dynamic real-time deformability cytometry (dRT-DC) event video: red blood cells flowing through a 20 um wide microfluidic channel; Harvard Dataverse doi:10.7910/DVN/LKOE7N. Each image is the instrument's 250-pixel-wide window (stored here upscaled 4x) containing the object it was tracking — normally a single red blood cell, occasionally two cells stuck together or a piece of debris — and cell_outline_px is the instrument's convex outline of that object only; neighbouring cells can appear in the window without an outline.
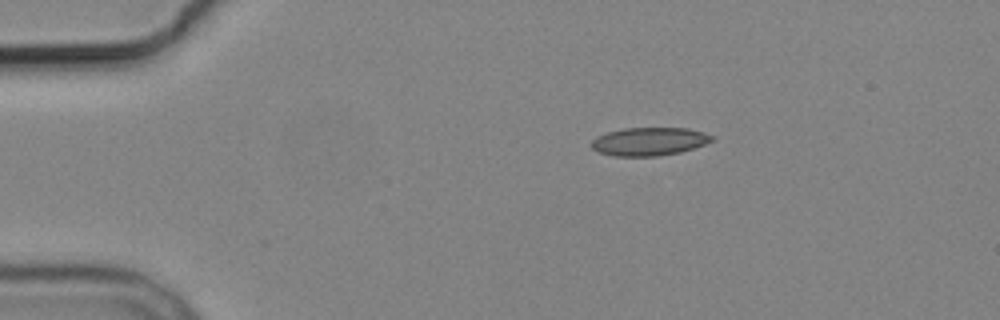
{"species": "common noctule bat (a hibernating species)", "species_latin": "Nyctalus noctula", "temperature_condition": "cold", "stored_images_in_passage": 4, "camera_frame_rate_fps": 3000, "um_per_image_px": 0.085, "animal": {"sex": "male", "body_mass_g": 19.2, "forearm_length_mm": 51.8}, "frame": {"image": 1, "passage_image": 1, "time_ms": 0.0, "image_size_px": [1000, 320], "cell_outline_px": [[716, 140], [680, 152], [656, 156], [616, 156], [600, 152], [592, 148], [592, 140], [596, 136], [608, 132], [624, 128], [688, 128], [704, 132], [716, 136]], "centroid_in_image_um": [55.23, 12.01], "position_along_channel_um": 29.8, "area_um2": 19.77}}
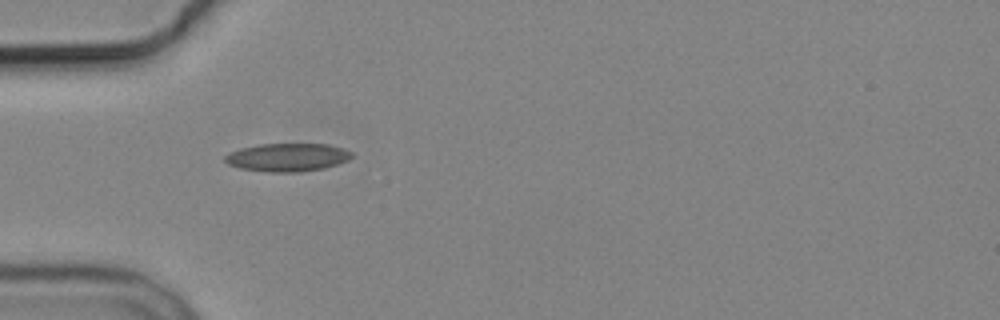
{"frame": {"image": 2, "passage_image": 3, "time_ms": 2.333, "image_size_px": [1000, 320], "cell_outline_px": [[352, 156], [348, 160], [324, 168], [296, 172], [268, 172], [240, 168], [228, 164], [224, 160], [224, 156], [228, 152], [240, 148], [260, 144], [328, 144], [344, 148], [352, 152]], "centroid_in_image_um": [24.41, 13.36], "position_along_channel_um": 60.6, "area_um2": 20.81}}
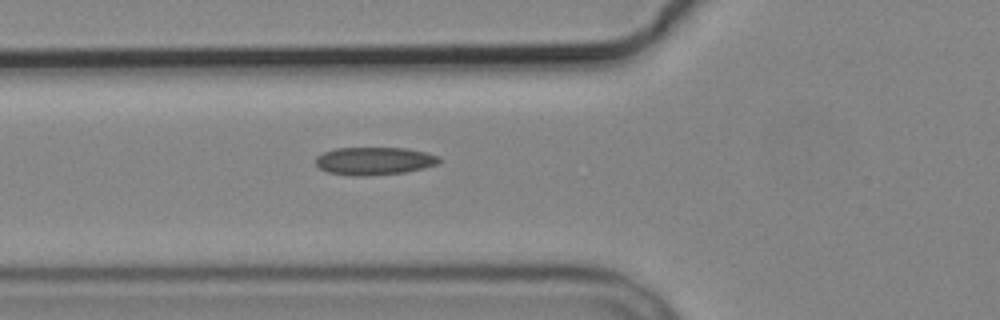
{"frame": {"image": 3, "passage_image": 4, "time_ms": 3.333, "image_size_px": [1000, 320], "cell_outline_px": [[440, 160], [436, 164], [424, 168], [404, 172], [368, 176], [352, 176], [328, 172], [320, 168], [316, 164], [316, 156], [324, 152], [336, 148], [404, 148], [428, 152], [440, 156]], "centroid_in_image_um": [31.82, 13.68], "position_along_channel_um": 94.0, "area_um2": 20.06}}